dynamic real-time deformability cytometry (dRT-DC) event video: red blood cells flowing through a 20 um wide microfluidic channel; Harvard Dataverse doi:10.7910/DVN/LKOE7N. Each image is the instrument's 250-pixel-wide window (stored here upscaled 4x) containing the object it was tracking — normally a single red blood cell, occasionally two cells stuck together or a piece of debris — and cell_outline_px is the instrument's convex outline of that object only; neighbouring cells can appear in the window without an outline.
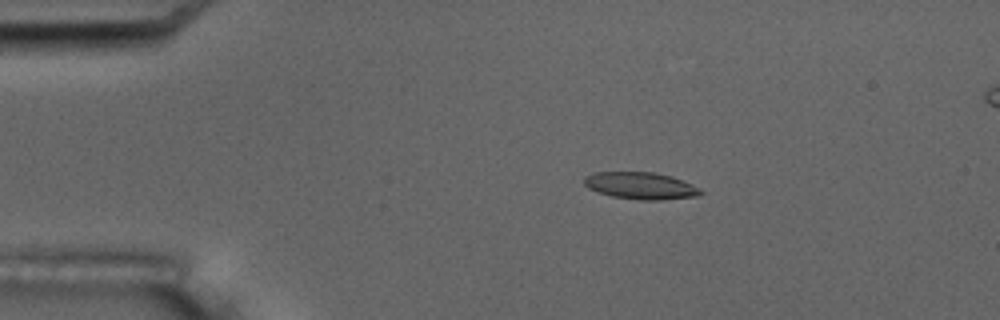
{"species": "common noctule bat (a hibernating species)", "species_latin": "Nyctalus noctula", "temperature_condition": "room temperature", "stored_images_in_passage": 7, "camera_frame_rate_fps": 3000, "um_per_image_px": 0.085, "animal": {"sex": "male", "body_mass_g": 17.5, "forearm_length_mm": 52.3}, "frame": {"image": 1, "passage_image": 3, "time_ms": 3.0, "image_size_px": [1000, 320], "cell_outline_px": [[704, 192], [696, 196], [660, 200], [640, 200], [612, 196], [596, 192], [588, 188], [584, 184], [584, 176], [596, 172], [652, 172], [672, 176], [692, 184], [700, 188]], "centroid_in_image_um": [54.44, 15.78], "position_along_channel_um": 30.6, "area_um2": 18.38}}